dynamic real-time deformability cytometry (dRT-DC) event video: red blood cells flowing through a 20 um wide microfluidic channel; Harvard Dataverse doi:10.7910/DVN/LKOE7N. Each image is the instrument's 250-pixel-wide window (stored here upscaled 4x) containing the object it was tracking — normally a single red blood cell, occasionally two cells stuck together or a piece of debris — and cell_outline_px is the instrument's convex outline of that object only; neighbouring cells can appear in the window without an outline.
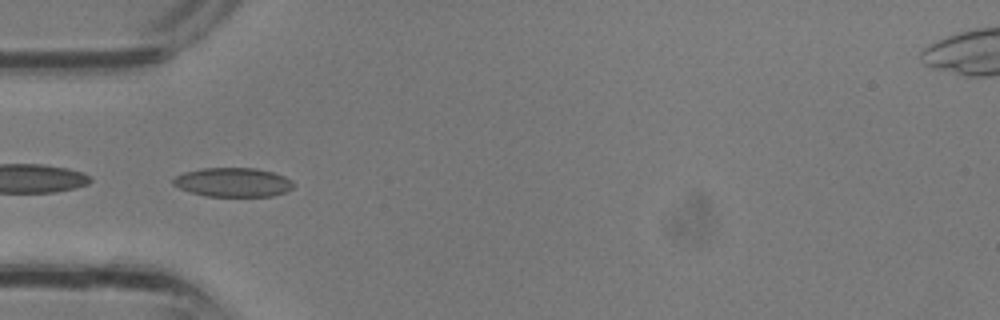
{"species": "common noctule bat (a hibernating species)", "species_latin": "Nyctalus noctula", "temperature_condition": "room temperature", "stored_images_in_passage": 25, "camera_frame_rate_fps": 3000, "um_per_image_px": 0.085, "animal": {"sex": "male", "body_mass_g": 13.3}, "frame": {"image": 1, "passage_image": 6, "time_ms": 1.667, "image_size_px": [1000, 320], "cell_outline_px": [[296, 184], [292, 188], [284, 192], [272, 196], [204, 196], [180, 188], [172, 184], [172, 180], [176, 176], [184, 172], [200, 168], [256, 168], [272, 172], [284, 176], [292, 180]], "centroid_in_image_um": [19.81, 15.49], "position_along_channel_um": 65.2, "area_um2": 20.4}}
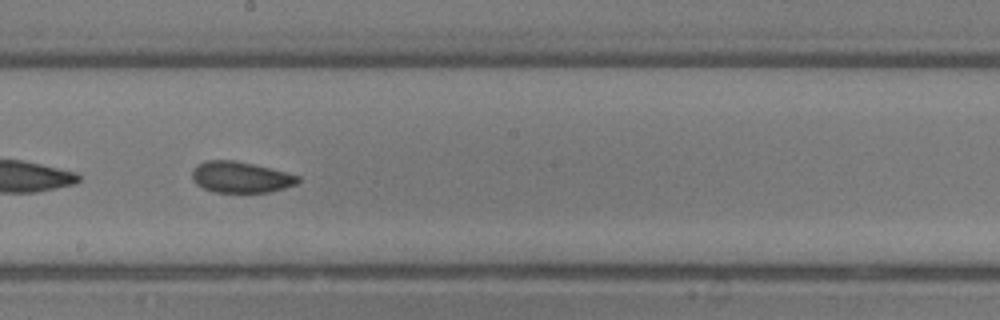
{"frame": {"image": 2, "passage_image": 14, "time_ms": 4.333, "image_size_px": [1000, 320], "cell_outline_px": [[300, 180], [296, 184], [284, 188], [268, 192], [216, 192], [204, 188], [196, 184], [192, 180], [192, 168], [196, 164], [208, 160], [232, 160], [272, 168], [288, 172], [300, 176]], "centroid_in_image_um": [20.45, 15.05], "position_along_channel_um": 227.8, "area_um2": 19.25}}
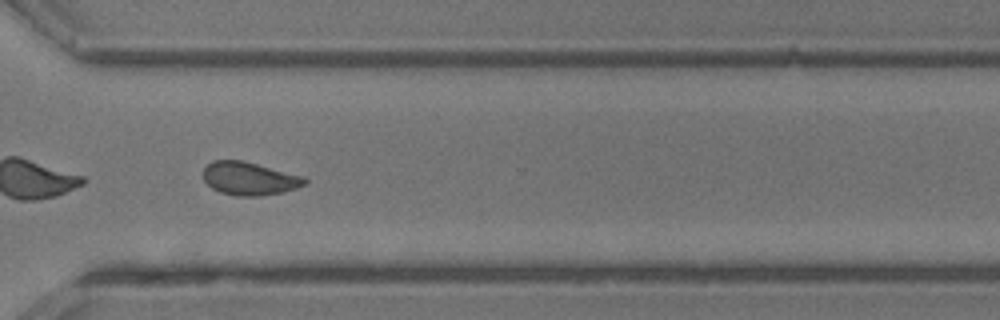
{"frame": {"image": 3, "passage_image": 20, "time_ms": 6.333, "image_size_px": [1000, 320], "cell_outline_px": [[308, 180], [304, 184], [296, 188], [280, 192], [256, 196], [236, 196], [220, 192], [212, 188], [204, 180], [204, 168], [212, 160], [240, 160], [304, 176]], "centroid_in_image_um": [21.18, 15.17], "position_along_channel_um": 349.4, "area_um2": 19.31}}